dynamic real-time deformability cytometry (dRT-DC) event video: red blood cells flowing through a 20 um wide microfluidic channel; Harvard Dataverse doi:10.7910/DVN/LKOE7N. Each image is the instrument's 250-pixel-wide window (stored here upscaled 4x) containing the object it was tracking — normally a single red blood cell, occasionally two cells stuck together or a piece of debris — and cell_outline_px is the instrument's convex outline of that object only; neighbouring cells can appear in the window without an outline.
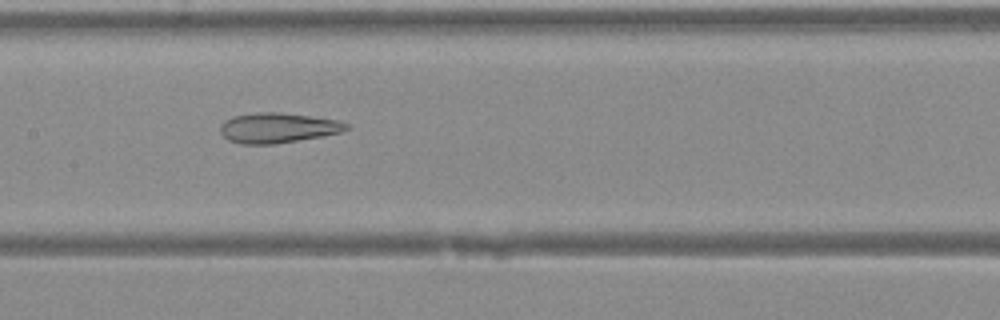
{"species": "Egyptian fruit bat (a non-hibernating species)", "species_latin": "Rousettus aegyptiacus", "temperature_condition": "warm", "stored_images_in_passage": 42, "camera_frame_rate_fps": 3000, "um_per_image_px": 0.085, "animal": {"sex": "female"}, "frame": {"image": 1, "passage_image": 22, "time_ms": 7.0, "image_size_px": [1000, 320], "cell_outline_px": [[348, 128], [340, 132], [320, 136], [276, 144], [240, 144], [228, 140], [220, 132], [220, 124], [224, 120], [232, 116], [256, 112], [280, 112], [324, 116], [348, 124]], "centroid_in_image_um": [23.59, 10.84], "position_along_channel_um": 183.8, "area_um2": 22.43}}
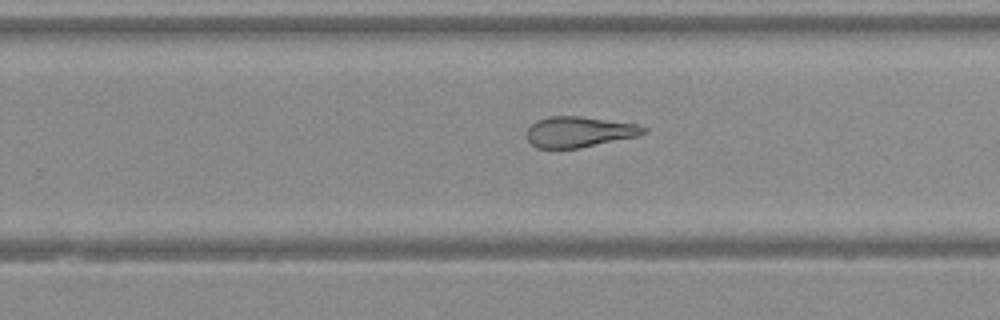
{"frame": {"image": 2, "passage_image": 28, "time_ms": 9.0, "image_size_px": [1000, 320], "cell_outline_px": [[648, 132], [636, 136], [580, 148], [536, 148], [528, 140], [528, 128], [536, 120], [548, 116], [580, 116], [632, 120], [648, 128]], "centroid_in_image_um": [49.35, 11.17], "position_along_channel_um": 280.4, "area_um2": 21.56}}
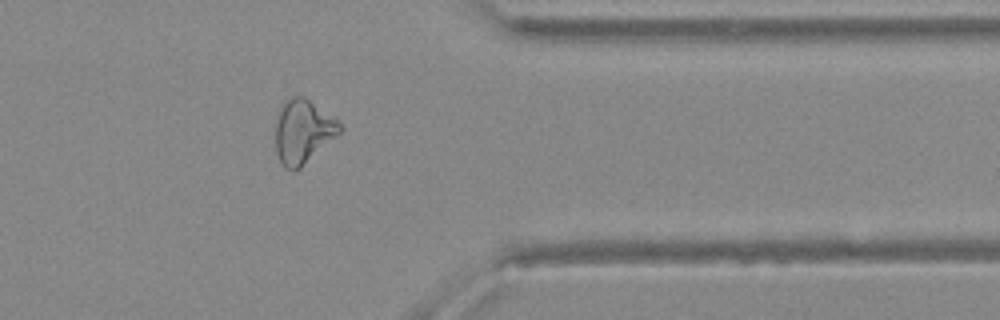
{"frame": {"image": 3, "passage_image": 35, "time_ms": 11.333, "image_size_px": [1000, 320], "cell_outline_px": [[344, 128], [340, 132], [300, 168], [292, 172], [284, 168], [280, 164], [276, 152], [276, 112], [284, 100], [292, 96], [304, 96], [336, 116]], "centroid_in_image_um": [25.74, 11.14], "position_along_channel_um": 385.7, "area_um2": 24.45}}